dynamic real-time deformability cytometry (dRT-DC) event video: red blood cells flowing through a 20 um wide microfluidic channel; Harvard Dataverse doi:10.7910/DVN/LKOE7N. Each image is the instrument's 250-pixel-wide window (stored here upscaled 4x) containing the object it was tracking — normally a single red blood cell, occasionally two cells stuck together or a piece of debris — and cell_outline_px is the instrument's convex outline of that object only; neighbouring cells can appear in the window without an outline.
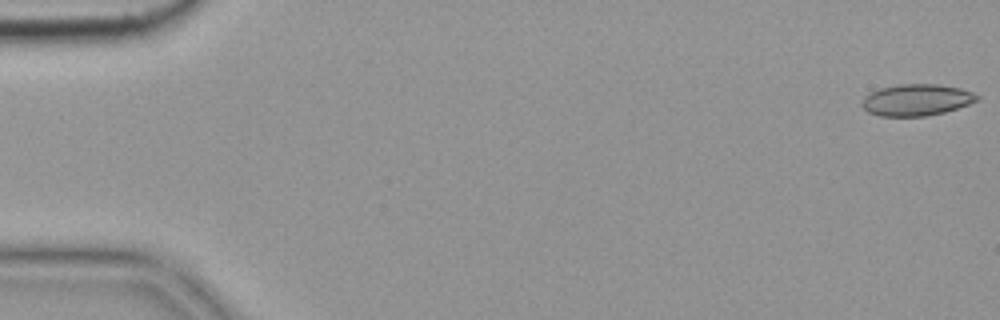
{"species": "common noctule bat (a hibernating species)", "species_latin": "Nyctalus noctula", "temperature_condition": "cold", "stored_images_in_passage": 4, "camera_frame_rate_fps": 3000, "um_per_image_px": 0.085, "animal": {"sex": "female", "body_mass_g": 19.9}, "frame": {"image": 1, "passage_image": 1, "time_ms": 0.0, "image_size_px": [1000, 320], "cell_outline_px": [[980, 96], [976, 100], [968, 104], [944, 112], [924, 116], [880, 116], [868, 112], [860, 104], [864, 96], [880, 88], [900, 84], [940, 84], [960, 88], [972, 92]], "centroid_in_image_um": [77.88, 8.49], "position_along_channel_um": 7.1, "area_um2": 21.04}}